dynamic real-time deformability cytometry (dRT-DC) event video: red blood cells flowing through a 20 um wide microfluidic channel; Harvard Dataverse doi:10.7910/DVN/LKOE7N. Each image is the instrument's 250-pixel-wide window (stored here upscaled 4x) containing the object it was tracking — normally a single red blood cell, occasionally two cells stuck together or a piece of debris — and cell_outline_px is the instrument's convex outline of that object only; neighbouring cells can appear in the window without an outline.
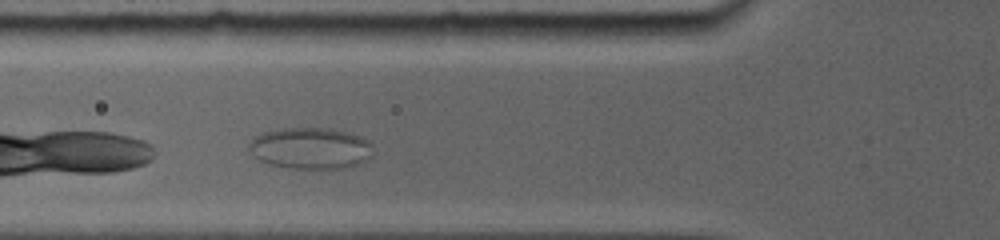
{"species": "common noctule bat (a hibernating species)", "species_latin": "Nyctalus noctula", "temperature_condition": "room temperature", "stored_images_in_passage": 3, "camera_frame_rate_fps": 5000, "um_per_image_px": 0.085, "animal": {"sex": "female", "body_mass_g": 19.0, "forearm_length_mm": 56.7}, "frame": {"image": 1, "passage_image": 2, "time_ms": 1.0, "image_size_px": [1000, 240], "cell_outline_px": [[372, 156], [356, 164], [344, 168], [288, 168], [268, 164], [252, 156], [248, 148], [248, 144], [252, 136], [264, 132], [284, 128], [328, 128], [348, 132], [360, 136], [368, 140], [372, 144]], "centroid_in_image_um": [26.35, 12.59], "position_along_channel_um": 99.5, "area_um2": 30.11}}